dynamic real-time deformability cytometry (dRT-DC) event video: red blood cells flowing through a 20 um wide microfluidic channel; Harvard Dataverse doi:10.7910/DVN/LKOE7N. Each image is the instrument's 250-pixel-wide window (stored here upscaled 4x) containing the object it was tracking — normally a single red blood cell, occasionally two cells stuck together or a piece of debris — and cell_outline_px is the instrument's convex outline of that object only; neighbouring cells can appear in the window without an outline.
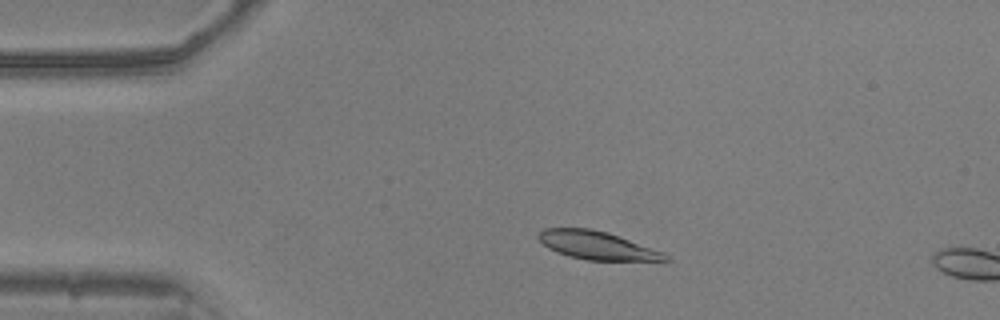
{"species": "common noctule bat (a hibernating species)", "species_latin": "Nyctalus noctula", "temperature_condition": "warm", "stored_images_in_passage": 11, "camera_frame_rate_fps": 3000, "um_per_image_px": 0.085, "animal": {"sex": "male", "body_mass_g": 20.5, "forearm_length_mm": 52.5}, "frame": {"image": 1, "passage_image": 8, "time_ms": 2.333, "image_size_px": [1000, 320], "cell_outline_px": [[672, 260], [588, 260], [556, 252], [548, 248], [536, 236], [544, 228], [588, 228], [608, 232], [664, 252]], "centroid_in_image_um": [50.74, 20.85], "position_along_channel_um": 34.3, "area_um2": 20.58}}